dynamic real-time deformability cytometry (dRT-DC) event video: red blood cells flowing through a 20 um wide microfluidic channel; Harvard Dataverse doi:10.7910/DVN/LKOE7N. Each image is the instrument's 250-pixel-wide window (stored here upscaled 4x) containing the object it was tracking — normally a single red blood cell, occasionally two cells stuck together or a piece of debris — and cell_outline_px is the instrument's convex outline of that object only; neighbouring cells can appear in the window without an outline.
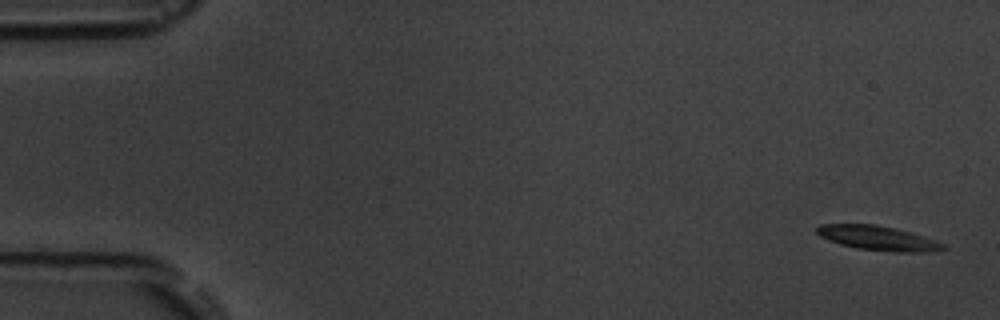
{"species": "common noctule bat (a hibernating species)", "species_latin": "Nyctalus noctula", "temperature_condition": "room temperature", "stored_images_in_passage": 5, "camera_frame_rate_fps": 3000, "um_per_image_px": 0.085, "animal": {"sex": "male", "body_mass_g": 19.5, "forearm_length_mm": 54.6}, "frame": {"image": 1, "passage_image": 1, "time_ms": 0.0, "image_size_px": [1000, 320], "cell_outline_px": [[948, 248], [928, 252], [896, 252], [856, 248], [840, 244], [828, 240], [820, 236], [816, 232], [816, 228], [820, 224], [876, 224], [912, 232], [936, 240], [944, 244]], "centroid_in_image_um": [74.64, 20.24], "position_along_channel_um": 10.4, "area_um2": 18.09}}
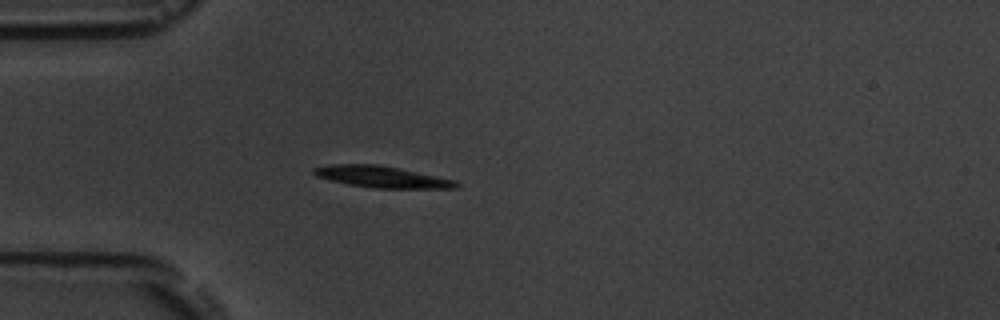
{"frame": {"image": 2, "passage_image": 5, "time_ms": 4.667, "image_size_px": [1000, 320], "cell_outline_px": [[460, 188], [372, 188], [348, 184], [328, 180], [316, 176], [312, 172], [312, 168], [328, 164], [380, 164], [400, 168], [456, 180], [460, 184]], "centroid_in_image_um": [32.44, 15.02], "position_along_channel_um": 52.6, "area_um2": 18.09}}